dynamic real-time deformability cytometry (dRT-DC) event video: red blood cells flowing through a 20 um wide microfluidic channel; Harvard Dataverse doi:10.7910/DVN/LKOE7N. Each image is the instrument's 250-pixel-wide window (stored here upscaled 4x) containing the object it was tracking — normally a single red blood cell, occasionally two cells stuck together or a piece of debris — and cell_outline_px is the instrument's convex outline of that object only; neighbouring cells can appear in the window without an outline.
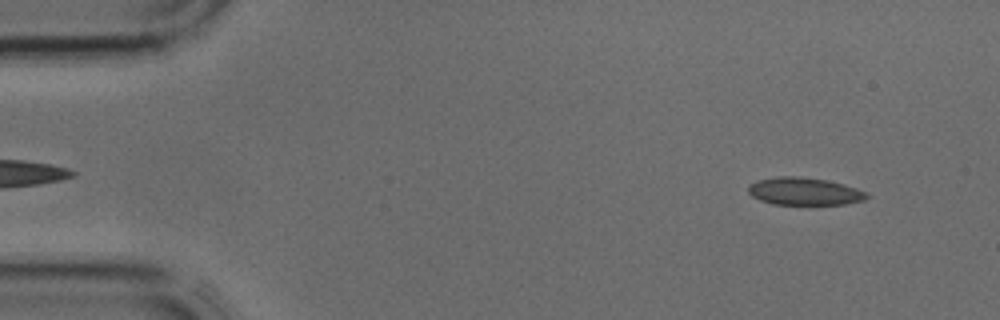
{"species": "common noctule bat (a hibernating species)", "species_latin": "Nyctalus noctula", "temperature_condition": "cold", "stored_images_in_passage": 2, "camera_frame_rate_fps": 3000, "um_per_image_px": 0.085, "animal": {"sex": "male", "body_mass_g": 17.9, "forearm_length_mm": 54.2}, "frame": {"image": 1, "passage_image": 1, "time_ms": 0.0, "image_size_px": [1000, 320], "cell_outline_px": [[868, 196], [864, 200], [844, 204], [772, 204], [760, 200], [752, 196], [748, 192], [748, 184], [756, 180], [776, 176], [800, 176], [828, 180], [844, 184], [868, 192]], "centroid_in_image_um": [68.34, 16.25], "position_along_channel_um": 16.7, "area_um2": 19.19}}